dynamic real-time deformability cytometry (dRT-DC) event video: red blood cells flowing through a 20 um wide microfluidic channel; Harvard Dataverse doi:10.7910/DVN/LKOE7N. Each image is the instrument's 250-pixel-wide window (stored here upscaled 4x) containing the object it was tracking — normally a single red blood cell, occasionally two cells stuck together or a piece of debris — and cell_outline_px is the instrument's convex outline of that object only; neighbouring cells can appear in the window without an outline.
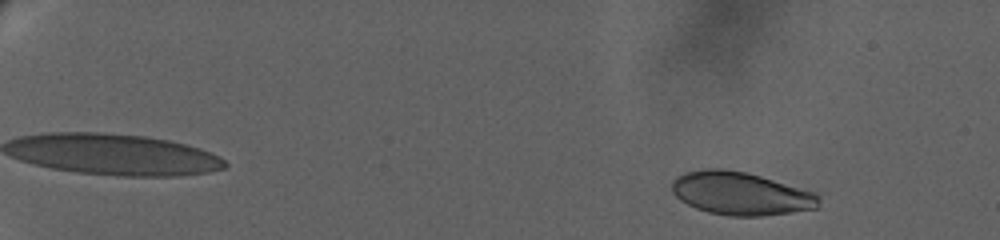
{"species": "human", "species_latin": "Homo sapiens", "temperature_condition": "warm", "stored_images_in_passage": 58, "camera_frame_rate_fps": 3000, "um_per_image_px": 0.085, "donor": {"sex": "female"}, "frame": {"image": 1, "passage_image": 7, "time_ms": 2.667, "image_size_px": [1000, 240], "cell_outline_px": [[820, 200], [816, 208], [792, 212], [760, 216], [728, 216], [708, 212], [696, 208], [680, 200], [672, 192], [672, 180], [676, 176], [684, 172], [704, 168], [724, 168], [748, 172], [816, 192], [820, 196]], "centroid_in_image_um": [62.95, 16.43], "position_along_channel_um": 22.1, "area_um2": 37.22}}
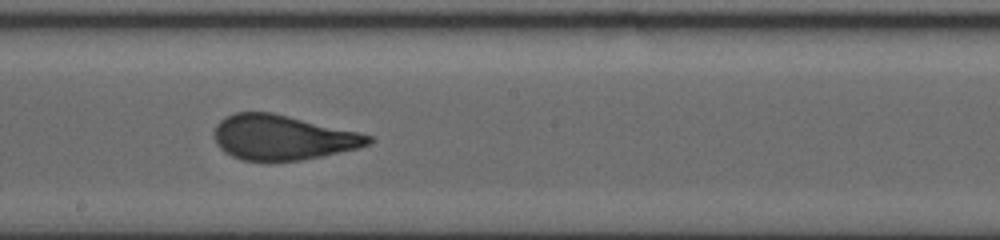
{"frame": {"image": 2, "passage_image": 32, "time_ms": 15.0, "image_size_px": [1000, 240], "cell_outline_px": [[372, 140], [368, 144], [360, 148], [324, 156], [300, 160], [240, 160], [224, 152], [216, 144], [216, 124], [224, 116], [232, 112], [272, 112], [356, 132], [372, 136]], "centroid_in_image_um": [23.99, 11.68], "position_along_channel_um": 224.2, "area_um2": 40.0}}
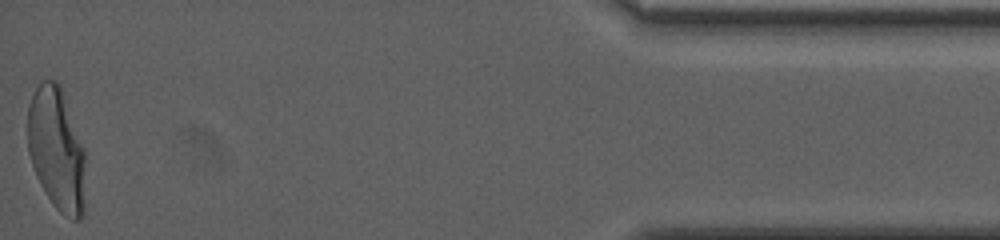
{"frame": {"image": 3, "passage_image": 57, "time_ms": 24.0, "image_size_px": [1000, 240], "cell_outline_px": [[84, 212], [80, 220], [72, 220], [64, 216], [52, 204], [40, 184], [36, 176], [28, 152], [28, 104], [36, 88], [44, 80], [56, 80], [60, 84], [84, 148]], "centroid_in_image_um": [4.81, 12.71], "position_along_channel_um": 430.4, "area_um2": 41.44}, "authors_computed_cell_mechanics": {"area_um2": 40.3444, "velocity_mm_per_s": 3.0172, "shape_relaxation_time_tau1_ms": 8.6843, "shape_relaxation_time_tau2_ms": null, "deformation_change_tau1": 0.2595, "deformation_change_tau2": null}}